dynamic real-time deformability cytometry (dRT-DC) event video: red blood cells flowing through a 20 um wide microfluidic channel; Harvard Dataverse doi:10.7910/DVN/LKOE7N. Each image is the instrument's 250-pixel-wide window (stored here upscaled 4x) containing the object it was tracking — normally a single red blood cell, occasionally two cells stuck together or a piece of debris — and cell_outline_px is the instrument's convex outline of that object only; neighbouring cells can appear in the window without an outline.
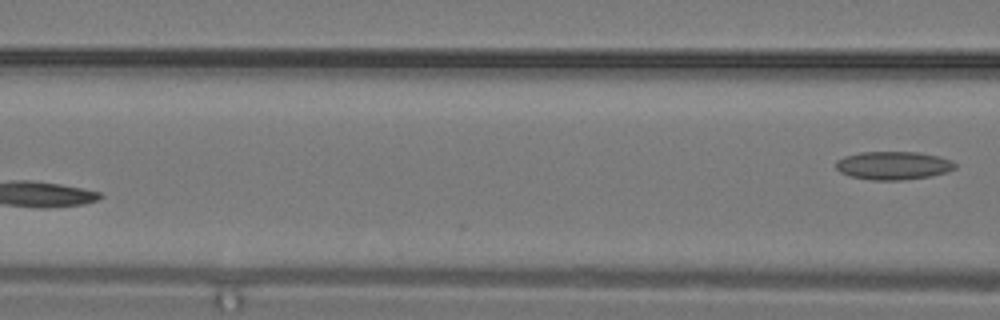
{"species": "common noctule bat (a hibernating species)", "species_latin": "Nyctalus noctula", "temperature_condition": "warm", "stored_images_in_passage": 7, "segment_of_instrument_passage": [2, 2], "camera_frame_rate_fps": 3000, "um_per_image_px": 0.085, "animal": {"sex": "male", "body_mass_g": 19.2, "forearm_length_mm": 51.8}, "frame": {"image": 1, "passage_image": 7, "time_ms": 2.0, "image_size_px": [1000, 320], "cell_outline_px": [[956, 168], [932, 176], [900, 180], [872, 180], [852, 176], [840, 172], [836, 168], [836, 160], [844, 156], [860, 152], [920, 152], [952, 160], [956, 164]], "centroid_in_image_um": [75.92, 14.06], "position_along_channel_um": 90.7, "area_um2": 19.54}}